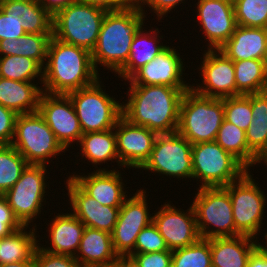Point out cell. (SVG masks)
Listing matches in <instances>:
<instances>
[{"label": "cell", "mask_w": 267, "mask_h": 267, "mask_svg": "<svg viewBox=\"0 0 267 267\" xmlns=\"http://www.w3.org/2000/svg\"><path fill=\"white\" fill-rule=\"evenodd\" d=\"M189 89L164 85L130 86L126 91L127 99L122 101V117L157 134L175 133L180 104Z\"/></svg>", "instance_id": "6da1fadb"}, {"label": "cell", "mask_w": 267, "mask_h": 267, "mask_svg": "<svg viewBox=\"0 0 267 267\" xmlns=\"http://www.w3.org/2000/svg\"><path fill=\"white\" fill-rule=\"evenodd\" d=\"M99 78L90 51L53 36L50 38L43 68L41 88L44 92L67 95L94 84Z\"/></svg>", "instance_id": "7a4b0ae2"}, {"label": "cell", "mask_w": 267, "mask_h": 267, "mask_svg": "<svg viewBox=\"0 0 267 267\" xmlns=\"http://www.w3.org/2000/svg\"><path fill=\"white\" fill-rule=\"evenodd\" d=\"M145 20L147 17L137 3L124 10L106 13L96 47L91 52L92 62L98 73V65L105 66L104 69L116 75L126 64L133 37Z\"/></svg>", "instance_id": "3957f363"}, {"label": "cell", "mask_w": 267, "mask_h": 267, "mask_svg": "<svg viewBox=\"0 0 267 267\" xmlns=\"http://www.w3.org/2000/svg\"><path fill=\"white\" fill-rule=\"evenodd\" d=\"M107 12L95 5L74 1L53 15L52 36L92 52Z\"/></svg>", "instance_id": "277c9868"}, {"label": "cell", "mask_w": 267, "mask_h": 267, "mask_svg": "<svg viewBox=\"0 0 267 267\" xmlns=\"http://www.w3.org/2000/svg\"><path fill=\"white\" fill-rule=\"evenodd\" d=\"M224 120L223 99L187 90L180 104L177 132L191 144L215 141Z\"/></svg>", "instance_id": "5b68a950"}, {"label": "cell", "mask_w": 267, "mask_h": 267, "mask_svg": "<svg viewBox=\"0 0 267 267\" xmlns=\"http://www.w3.org/2000/svg\"><path fill=\"white\" fill-rule=\"evenodd\" d=\"M102 84L99 78L94 84L67 94L83 134L113 129L122 117V103L108 95Z\"/></svg>", "instance_id": "8992f818"}, {"label": "cell", "mask_w": 267, "mask_h": 267, "mask_svg": "<svg viewBox=\"0 0 267 267\" xmlns=\"http://www.w3.org/2000/svg\"><path fill=\"white\" fill-rule=\"evenodd\" d=\"M11 145L28 164L35 165L48 166L66 152L38 111L17 116Z\"/></svg>", "instance_id": "52a82bcc"}, {"label": "cell", "mask_w": 267, "mask_h": 267, "mask_svg": "<svg viewBox=\"0 0 267 267\" xmlns=\"http://www.w3.org/2000/svg\"><path fill=\"white\" fill-rule=\"evenodd\" d=\"M248 169L216 141L192 144V178L198 188L226 187Z\"/></svg>", "instance_id": "ba28073f"}, {"label": "cell", "mask_w": 267, "mask_h": 267, "mask_svg": "<svg viewBox=\"0 0 267 267\" xmlns=\"http://www.w3.org/2000/svg\"><path fill=\"white\" fill-rule=\"evenodd\" d=\"M250 173L247 170L238 180L224 188L231 199L235 229L241 235L259 239L260 230L264 228L263 217H266L264 210L267 208V193L261 190L259 182L256 183Z\"/></svg>", "instance_id": "9c48e42d"}, {"label": "cell", "mask_w": 267, "mask_h": 267, "mask_svg": "<svg viewBox=\"0 0 267 267\" xmlns=\"http://www.w3.org/2000/svg\"><path fill=\"white\" fill-rule=\"evenodd\" d=\"M193 198L197 229L202 239L241 235L236 229L229 192L224 187L198 188Z\"/></svg>", "instance_id": "30bf717a"}, {"label": "cell", "mask_w": 267, "mask_h": 267, "mask_svg": "<svg viewBox=\"0 0 267 267\" xmlns=\"http://www.w3.org/2000/svg\"><path fill=\"white\" fill-rule=\"evenodd\" d=\"M47 167L28 164L19 180L4 194L14 216L23 226L37 227L33 222L43 212L45 203H48L45 200V193L49 189V181H46L49 177L46 174H50Z\"/></svg>", "instance_id": "8fae6325"}, {"label": "cell", "mask_w": 267, "mask_h": 267, "mask_svg": "<svg viewBox=\"0 0 267 267\" xmlns=\"http://www.w3.org/2000/svg\"><path fill=\"white\" fill-rule=\"evenodd\" d=\"M140 170L189 181L192 178V144L178 132L158 134L150 158Z\"/></svg>", "instance_id": "7c38bea8"}, {"label": "cell", "mask_w": 267, "mask_h": 267, "mask_svg": "<svg viewBox=\"0 0 267 267\" xmlns=\"http://www.w3.org/2000/svg\"><path fill=\"white\" fill-rule=\"evenodd\" d=\"M147 197L144 188L137 189L135 194H129L120 208L111 238L113 248L121 259H125L134 250L138 234L153 222Z\"/></svg>", "instance_id": "4fadbf2b"}, {"label": "cell", "mask_w": 267, "mask_h": 267, "mask_svg": "<svg viewBox=\"0 0 267 267\" xmlns=\"http://www.w3.org/2000/svg\"><path fill=\"white\" fill-rule=\"evenodd\" d=\"M202 54L201 66L198 67L202 83H193L191 88L206 97L223 99L236 96L233 61L219 49L204 50Z\"/></svg>", "instance_id": "5bb4252c"}, {"label": "cell", "mask_w": 267, "mask_h": 267, "mask_svg": "<svg viewBox=\"0 0 267 267\" xmlns=\"http://www.w3.org/2000/svg\"><path fill=\"white\" fill-rule=\"evenodd\" d=\"M39 114L53 131L57 141L68 151L80 142L83 131L74 106L68 95L42 92L38 106Z\"/></svg>", "instance_id": "9a60e30c"}, {"label": "cell", "mask_w": 267, "mask_h": 267, "mask_svg": "<svg viewBox=\"0 0 267 267\" xmlns=\"http://www.w3.org/2000/svg\"><path fill=\"white\" fill-rule=\"evenodd\" d=\"M171 204V201L164 202L153 213V223L163 236L168 249L173 251L192 245L201 237L192 205L184 211Z\"/></svg>", "instance_id": "2e32d148"}, {"label": "cell", "mask_w": 267, "mask_h": 267, "mask_svg": "<svg viewBox=\"0 0 267 267\" xmlns=\"http://www.w3.org/2000/svg\"><path fill=\"white\" fill-rule=\"evenodd\" d=\"M196 4V22L208 41L207 49H219L237 27L233 1L198 0Z\"/></svg>", "instance_id": "e0dca14e"}, {"label": "cell", "mask_w": 267, "mask_h": 267, "mask_svg": "<svg viewBox=\"0 0 267 267\" xmlns=\"http://www.w3.org/2000/svg\"><path fill=\"white\" fill-rule=\"evenodd\" d=\"M169 45L151 62L137 70L128 80L129 86L164 85L173 88H191L184 77L183 55ZM184 71V72H183Z\"/></svg>", "instance_id": "ac0fdd59"}, {"label": "cell", "mask_w": 267, "mask_h": 267, "mask_svg": "<svg viewBox=\"0 0 267 267\" xmlns=\"http://www.w3.org/2000/svg\"><path fill=\"white\" fill-rule=\"evenodd\" d=\"M120 168L140 170L148 161L157 133L121 117L114 127ZM130 167V168H129Z\"/></svg>", "instance_id": "d6986e66"}, {"label": "cell", "mask_w": 267, "mask_h": 267, "mask_svg": "<svg viewBox=\"0 0 267 267\" xmlns=\"http://www.w3.org/2000/svg\"><path fill=\"white\" fill-rule=\"evenodd\" d=\"M106 167L98 168L92 173H72L70 178L90 197L96 199L99 204L110 207H121L129 197L121 171ZM120 171V172H119ZM81 174V175H80ZM125 190V191H124ZM127 193V194H126Z\"/></svg>", "instance_id": "ffe728a7"}, {"label": "cell", "mask_w": 267, "mask_h": 267, "mask_svg": "<svg viewBox=\"0 0 267 267\" xmlns=\"http://www.w3.org/2000/svg\"><path fill=\"white\" fill-rule=\"evenodd\" d=\"M65 187L69 198L71 212L84 223L85 226L112 233L118 220L121 207L101 205L87 195L69 176Z\"/></svg>", "instance_id": "44dd1931"}, {"label": "cell", "mask_w": 267, "mask_h": 267, "mask_svg": "<svg viewBox=\"0 0 267 267\" xmlns=\"http://www.w3.org/2000/svg\"><path fill=\"white\" fill-rule=\"evenodd\" d=\"M48 223V246L38 243V246L51 253L75 256L82 238L85 225L72 212L58 213Z\"/></svg>", "instance_id": "7402d4cb"}, {"label": "cell", "mask_w": 267, "mask_h": 267, "mask_svg": "<svg viewBox=\"0 0 267 267\" xmlns=\"http://www.w3.org/2000/svg\"><path fill=\"white\" fill-rule=\"evenodd\" d=\"M219 50L233 62L250 59L265 60L267 29L237 25L231 38Z\"/></svg>", "instance_id": "603a6c76"}, {"label": "cell", "mask_w": 267, "mask_h": 267, "mask_svg": "<svg viewBox=\"0 0 267 267\" xmlns=\"http://www.w3.org/2000/svg\"><path fill=\"white\" fill-rule=\"evenodd\" d=\"M74 257L82 267H102L121 259L113 248L110 233L87 226Z\"/></svg>", "instance_id": "cb8c5ba5"}, {"label": "cell", "mask_w": 267, "mask_h": 267, "mask_svg": "<svg viewBox=\"0 0 267 267\" xmlns=\"http://www.w3.org/2000/svg\"><path fill=\"white\" fill-rule=\"evenodd\" d=\"M142 25L136 32L131 43L129 58L126 64L116 73L118 78L127 81L137 70L145 64L151 62L159 53H161L167 45H163L159 28L144 29ZM144 29V30H143ZM147 31V32H146ZM161 41V43H160Z\"/></svg>", "instance_id": "d4e9b609"}, {"label": "cell", "mask_w": 267, "mask_h": 267, "mask_svg": "<svg viewBox=\"0 0 267 267\" xmlns=\"http://www.w3.org/2000/svg\"><path fill=\"white\" fill-rule=\"evenodd\" d=\"M255 240L246 235L211 238L212 267H246L256 250Z\"/></svg>", "instance_id": "484cf974"}, {"label": "cell", "mask_w": 267, "mask_h": 267, "mask_svg": "<svg viewBox=\"0 0 267 267\" xmlns=\"http://www.w3.org/2000/svg\"><path fill=\"white\" fill-rule=\"evenodd\" d=\"M0 7L22 25L26 33L52 34L53 16L38 0H0Z\"/></svg>", "instance_id": "4316f807"}, {"label": "cell", "mask_w": 267, "mask_h": 267, "mask_svg": "<svg viewBox=\"0 0 267 267\" xmlns=\"http://www.w3.org/2000/svg\"><path fill=\"white\" fill-rule=\"evenodd\" d=\"M42 83L14 81L0 77V104L18 115L37 112L43 92L38 84Z\"/></svg>", "instance_id": "83f0119b"}, {"label": "cell", "mask_w": 267, "mask_h": 267, "mask_svg": "<svg viewBox=\"0 0 267 267\" xmlns=\"http://www.w3.org/2000/svg\"><path fill=\"white\" fill-rule=\"evenodd\" d=\"M79 150L81 158L91 162L93 167L98 168L97 165H106L108 162H116L120 168V161L117 153L116 135L114 128L100 132L84 133L81 136ZM115 160V161H113ZM95 165V166H94Z\"/></svg>", "instance_id": "f1b7e54d"}, {"label": "cell", "mask_w": 267, "mask_h": 267, "mask_svg": "<svg viewBox=\"0 0 267 267\" xmlns=\"http://www.w3.org/2000/svg\"><path fill=\"white\" fill-rule=\"evenodd\" d=\"M29 227L23 226L0 239V264L34 260V253L40 242L37 238L40 235L36 233L37 227Z\"/></svg>", "instance_id": "f546056e"}, {"label": "cell", "mask_w": 267, "mask_h": 267, "mask_svg": "<svg viewBox=\"0 0 267 267\" xmlns=\"http://www.w3.org/2000/svg\"><path fill=\"white\" fill-rule=\"evenodd\" d=\"M52 34L26 33L21 37L0 40V57L24 56L36 60L43 68Z\"/></svg>", "instance_id": "4dcf8cb0"}, {"label": "cell", "mask_w": 267, "mask_h": 267, "mask_svg": "<svg viewBox=\"0 0 267 267\" xmlns=\"http://www.w3.org/2000/svg\"><path fill=\"white\" fill-rule=\"evenodd\" d=\"M252 122L245 132L249 150L260 159L267 151V91L251 94Z\"/></svg>", "instance_id": "1f68e13d"}, {"label": "cell", "mask_w": 267, "mask_h": 267, "mask_svg": "<svg viewBox=\"0 0 267 267\" xmlns=\"http://www.w3.org/2000/svg\"><path fill=\"white\" fill-rule=\"evenodd\" d=\"M236 96L267 91L264 60L250 59L233 62Z\"/></svg>", "instance_id": "d6a6232c"}, {"label": "cell", "mask_w": 267, "mask_h": 267, "mask_svg": "<svg viewBox=\"0 0 267 267\" xmlns=\"http://www.w3.org/2000/svg\"><path fill=\"white\" fill-rule=\"evenodd\" d=\"M215 141L225 151L237 158L248 170L258 165L259 159L249 150L243 129L223 120Z\"/></svg>", "instance_id": "836d02e7"}, {"label": "cell", "mask_w": 267, "mask_h": 267, "mask_svg": "<svg viewBox=\"0 0 267 267\" xmlns=\"http://www.w3.org/2000/svg\"><path fill=\"white\" fill-rule=\"evenodd\" d=\"M0 77L22 82H43V67L29 57L4 56L0 57Z\"/></svg>", "instance_id": "e575fe53"}, {"label": "cell", "mask_w": 267, "mask_h": 267, "mask_svg": "<svg viewBox=\"0 0 267 267\" xmlns=\"http://www.w3.org/2000/svg\"><path fill=\"white\" fill-rule=\"evenodd\" d=\"M27 165L25 158L12 145H0V195L13 187Z\"/></svg>", "instance_id": "d590c367"}, {"label": "cell", "mask_w": 267, "mask_h": 267, "mask_svg": "<svg viewBox=\"0 0 267 267\" xmlns=\"http://www.w3.org/2000/svg\"><path fill=\"white\" fill-rule=\"evenodd\" d=\"M171 267H212L210 239L173 250Z\"/></svg>", "instance_id": "8d00e7d4"}, {"label": "cell", "mask_w": 267, "mask_h": 267, "mask_svg": "<svg viewBox=\"0 0 267 267\" xmlns=\"http://www.w3.org/2000/svg\"><path fill=\"white\" fill-rule=\"evenodd\" d=\"M237 25L267 29V0H234Z\"/></svg>", "instance_id": "74e56055"}, {"label": "cell", "mask_w": 267, "mask_h": 267, "mask_svg": "<svg viewBox=\"0 0 267 267\" xmlns=\"http://www.w3.org/2000/svg\"><path fill=\"white\" fill-rule=\"evenodd\" d=\"M224 120L245 132L252 122L251 94L223 98Z\"/></svg>", "instance_id": "f35d334b"}, {"label": "cell", "mask_w": 267, "mask_h": 267, "mask_svg": "<svg viewBox=\"0 0 267 267\" xmlns=\"http://www.w3.org/2000/svg\"><path fill=\"white\" fill-rule=\"evenodd\" d=\"M167 250L169 249L163 236L152 222L138 234L134 250L131 253H152Z\"/></svg>", "instance_id": "ab89813d"}, {"label": "cell", "mask_w": 267, "mask_h": 267, "mask_svg": "<svg viewBox=\"0 0 267 267\" xmlns=\"http://www.w3.org/2000/svg\"><path fill=\"white\" fill-rule=\"evenodd\" d=\"M125 259L130 262L131 267H171L172 251L130 253Z\"/></svg>", "instance_id": "60d3db41"}, {"label": "cell", "mask_w": 267, "mask_h": 267, "mask_svg": "<svg viewBox=\"0 0 267 267\" xmlns=\"http://www.w3.org/2000/svg\"><path fill=\"white\" fill-rule=\"evenodd\" d=\"M34 267H82L71 255L55 254L37 246L34 253Z\"/></svg>", "instance_id": "b9f144b4"}, {"label": "cell", "mask_w": 267, "mask_h": 267, "mask_svg": "<svg viewBox=\"0 0 267 267\" xmlns=\"http://www.w3.org/2000/svg\"><path fill=\"white\" fill-rule=\"evenodd\" d=\"M136 3L139 5L141 11L147 16L146 14V8H150V13H154V17L158 19V22H162L160 20H164V17H167L166 15L170 13L171 10H176V7L179 8V5L181 3L185 4V0H136ZM156 14V15H155Z\"/></svg>", "instance_id": "7bdbcfd3"}, {"label": "cell", "mask_w": 267, "mask_h": 267, "mask_svg": "<svg viewBox=\"0 0 267 267\" xmlns=\"http://www.w3.org/2000/svg\"><path fill=\"white\" fill-rule=\"evenodd\" d=\"M18 114L0 104V145H11Z\"/></svg>", "instance_id": "ee69618b"}, {"label": "cell", "mask_w": 267, "mask_h": 267, "mask_svg": "<svg viewBox=\"0 0 267 267\" xmlns=\"http://www.w3.org/2000/svg\"><path fill=\"white\" fill-rule=\"evenodd\" d=\"M24 34L26 32L22 25L0 7V40L9 38L17 39Z\"/></svg>", "instance_id": "f6af8a7d"}, {"label": "cell", "mask_w": 267, "mask_h": 267, "mask_svg": "<svg viewBox=\"0 0 267 267\" xmlns=\"http://www.w3.org/2000/svg\"><path fill=\"white\" fill-rule=\"evenodd\" d=\"M80 1L104 8L107 11L124 10L136 4V0H80Z\"/></svg>", "instance_id": "bcb514c9"}, {"label": "cell", "mask_w": 267, "mask_h": 267, "mask_svg": "<svg viewBox=\"0 0 267 267\" xmlns=\"http://www.w3.org/2000/svg\"><path fill=\"white\" fill-rule=\"evenodd\" d=\"M23 225L18 219H0V239L19 230Z\"/></svg>", "instance_id": "7dc6e473"}, {"label": "cell", "mask_w": 267, "mask_h": 267, "mask_svg": "<svg viewBox=\"0 0 267 267\" xmlns=\"http://www.w3.org/2000/svg\"><path fill=\"white\" fill-rule=\"evenodd\" d=\"M39 3L53 16L56 12L77 0H38Z\"/></svg>", "instance_id": "c3c4849f"}, {"label": "cell", "mask_w": 267, "mask_h": 267, "mask_svg": "<svg viewBox=\"0 0 267 267\" xmlns=\"http://www.w3.org/2000/svg\"><path fill=\"white\" fill-rule=\"evenodd\" d=\"M246 267H267V254L256 249L250 256Z\"/></svg>", "instance_id": "681fc988"}, {"label": "cell", "mask_w": 267, "mask_h": 267, "mask_svg": "<svg viewBox=\"0 0 267 267\" xmlns=\"http://www.w3.org/2000/svg\"><path fill=\"white\" fill-rule=\"evenodd\" d=\"M0 219H17L4 195H0Z\"/></svg>", "instance_id": "f907efd6"}, {"label": "cell", "mask_w": 267, "mask_h": 267, "mask_svg": "<svg viewBox=\"0 0 267 267\" xmlns=\"http://www.w3.org/2000/svg\"><path fill=\"white\" fill-rule=\"evenodd\" d=\"M0 267H34V260H23L17 263L0 264Z\"/></svg>", "instance_id": "816d5d0a"}, {"label": "cell", "mask_w": 267, "mask_h": 267, "mask_svg": "<svg viewBox=\"0 0 267 267\" xmlns=\"http://www.w3.org/2000/svg\"><path fill=\"white\" fill-rule=\"evenodd\" d=\"M265 239V242L263 241ZM262 242H259L260 240H255L256 242V249L261 252V253H264V254H267V231L265 232L264 234V238H263ZM265 243V245H264Z\"/></svg>", "instance_id": "f5cc1de1"}, {"label": "cell", "mask_w": 267, "mask_h": 267, "mask_svg": "<svg viewBox=\"0 0 267 267\" xmlns=\"http://www.w3.org/2000/svg\"><path fill=\"white\" fill-rule=\"evenodd\" d=\"M102 267H130V262L127 259H120L118 262L114 264L105 265Z\"/></svg>", "instance_id": "db71d44e"}, {"label": "cell", "mask_w": 267, "mask_h": 267, "mask_svg": "<svg viewBox=\"0 0 267 267\" xmlns=\"http://www.w3.org/2000/svg\"><path fill=\"white\" fill-rule=\"evenodd\" d=\"M267 162V151H266V153L259 159V161L258 162Z\"/></svg>", "instance_id": "11a10c76"}, {"label": "cell", "mask_w": 267, "mask_h": 267, "mask_svg": "<svg viewBox=\"0 0 267 267\" xmlns=\"http://www.w3.org/2000/svg\"><path fill=\"white\" fill-rule=\"evenodd\" d=\"M264 64H265V73H266V80H267V53H266V57L264 60Z\"/></svg>", "instance_id": "9f6ffc18"}, {"label": "cell", "mask_w": 267, "mask_h": 267, "mask_svg": "<svg viewBox=\"0 0 267 267\" xmlns=\"http://www.w3.org/2000/svg\"><path fill=\"white\" fill-rule=\"evenodd\" d=\"M262 163L265 164V166H267V162H258V164L262 166ZM267 168V167H266Z\"/></svg>", "instance_id": "6f0895ef"}]
</instances>
